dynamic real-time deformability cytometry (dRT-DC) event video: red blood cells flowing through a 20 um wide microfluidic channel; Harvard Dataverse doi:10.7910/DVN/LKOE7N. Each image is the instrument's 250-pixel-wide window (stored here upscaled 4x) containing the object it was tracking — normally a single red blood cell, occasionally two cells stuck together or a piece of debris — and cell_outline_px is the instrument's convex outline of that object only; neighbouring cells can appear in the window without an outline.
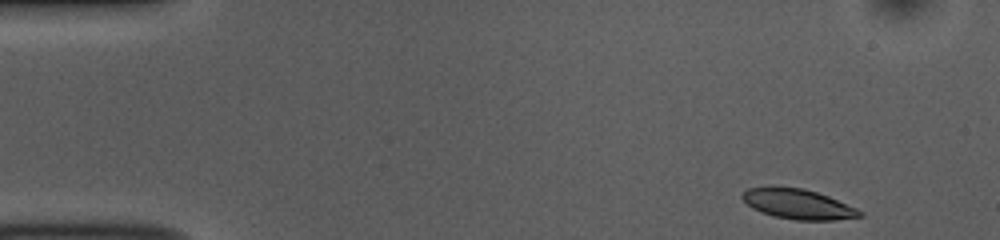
{"species": "common noctule bat (a hibernating species)", "species_latin": "Nyctalus noctula", "temperature_condition": "room temperature", "stored_images_in_passage": 48, "camera_frame_rate_fps": 3000, "um_per_image_px": 0.085, "animal": {"sex": "female", "body_mass_g": 10.0, "forearm_length_mm": 53.1}, "frame": {"image": 1, "passage_image": 1, "time_ms": 0.0, "image_size_px": [1000, 240], "cell_outline_px": [[864, 216], [832, 220], [796, 220], [776, 216], [752, 208], [740, 196], [748, 188], [768, 184], [772, 184], [804, 188], [828, 196], [856, 208], [864, 212]], "centroid_in_image_um": [67.8, 17.3], "position_along_channel_um": 17.2, "area_um2": 20.81}}
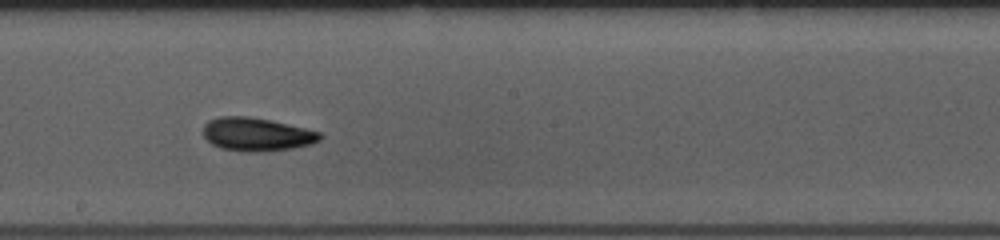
{"frame": {"image": 2, "passage_image": 25, "time_ms": 8.0, "image_size_px": [1000, 240], "cell_outline_px": [[324, 136], [320, 140], [312, 144], [292, 148], [256, 152], [248, 152], [220, 148], [212, 144], [204, 136], [204, 124], [208, 120], [220, 116], [248, 116], [272, 120], [320, 132]], "centroid_in_image_um": [21.82, 11.41], "position_along_channel_um": 226.4, "area_um2": 22.72}}
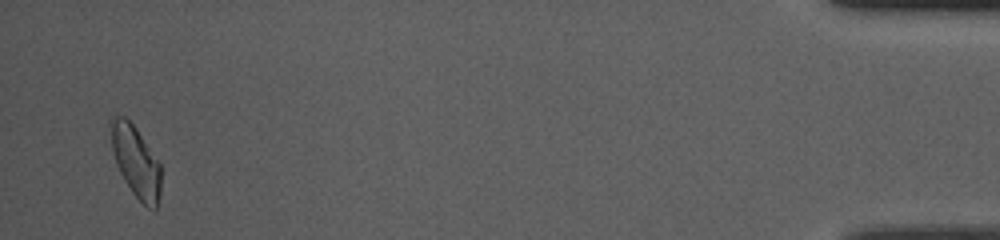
{"frame": {"image": 3, "passage_image": 47, "time_ms": 15.333, "image_size_px": [1000, 240], "cell_outline_px": [[160, 196], [156, 208], [148, 208], [132, 192], [124, 180], [116, 164], [112, 152], [108, 124], [108, 120], [112, 116], [124, 116], [136, 128], [160, 164]], "centroid_in_image_um": [11.49, 13.68], "position_along_channel_um": 423.7, "area_um2": 20.87}, "authors_computed_cell_mechanics": {"area_um2": 21.1837, "velocity_mm_per_s": 3.8132, "shape_relaxation_time_tau1_ms": 3.7275, "shape_relaxation_time_tau2_ms": 3.435, "deformation_change_tau1": 0.132, "deformation_change_tau2": 0.0994}}